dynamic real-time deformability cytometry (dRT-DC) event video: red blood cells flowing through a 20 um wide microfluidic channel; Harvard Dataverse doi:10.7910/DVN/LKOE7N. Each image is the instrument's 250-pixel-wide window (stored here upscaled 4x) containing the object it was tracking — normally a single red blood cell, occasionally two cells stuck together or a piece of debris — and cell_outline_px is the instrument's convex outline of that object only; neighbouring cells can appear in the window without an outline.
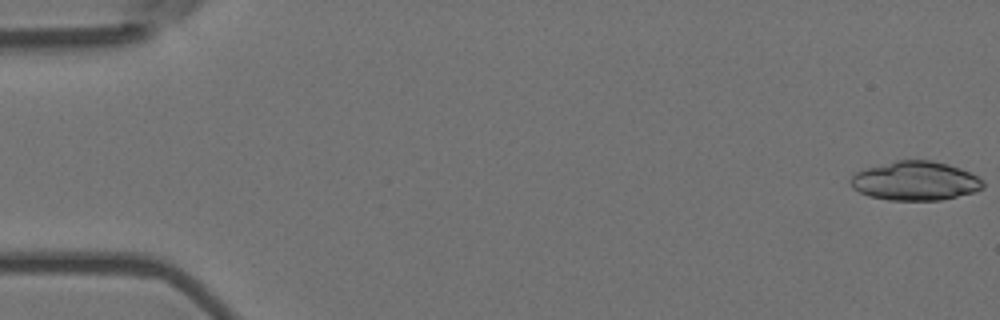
{"species": "Egyptian fruit bat (a non-hibernating species)", "species_latin": "Rousettus aegyptiacus", "temperature_condition": "room temperature", "stored_images_in_passage": 56, "camera_frame_rate_fps": 3000, "um_per_image_px": 0.085, "animal": {"sex": "female"}, "frame": {"image": 1, "passage_image": 1, "time_ms": 0.0, "image_size_px": [1000, 320], "cell_outline_px": [[984, 188], [972, 192], [940, 200], [888, 200], [868, 196], [852, 188], [848, 180], [856, 172], [868, 168], [896, 160], [932, 160], [948, 164], [960, 168], [984, 180]], "centroid_in_image_um": [77.78, 15.38], "position_along_channel_um": 7.2, "area_um2": 30.06}}